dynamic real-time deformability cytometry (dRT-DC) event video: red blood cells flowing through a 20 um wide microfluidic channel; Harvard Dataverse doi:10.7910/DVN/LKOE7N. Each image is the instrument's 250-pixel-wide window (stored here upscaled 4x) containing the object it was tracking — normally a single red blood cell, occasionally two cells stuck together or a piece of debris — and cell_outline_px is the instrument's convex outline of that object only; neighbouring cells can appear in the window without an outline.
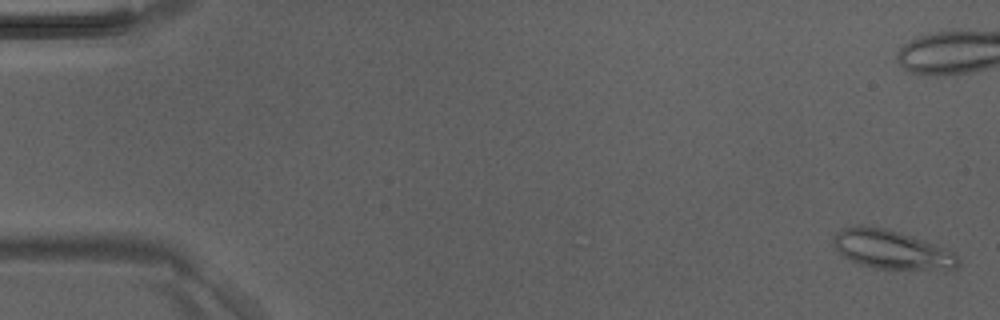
{"species": "Egyptian fruit bat (a non-hibernating species)", "species_latin": "Rousettus aegyptiacus", "temperature_condition": "room temperature", "stored_images_in_passage": 8, "camera_frame_rate_fps": 3000, "um_per_image_px": 0.085, "animal": {"sex": "male"}, "frame": {"image": 1, "passage_image": 1, "time_ms": 0.0, "image_size_px": [1000, 320], "cell_outline_px": [[960, 264], [956, 268], [948, 272], [876, 268], [860, 264], [844, 256], [832, 244], [832, 236], [840, 228], [860, 224], [888, 228], [924, 240], [944, 248], [952, 252], [960, 260]], "centroid_in_image_um": [75.82, 21.23], "position_along_channel_um": 9.2, "area_um2": 29.07}}
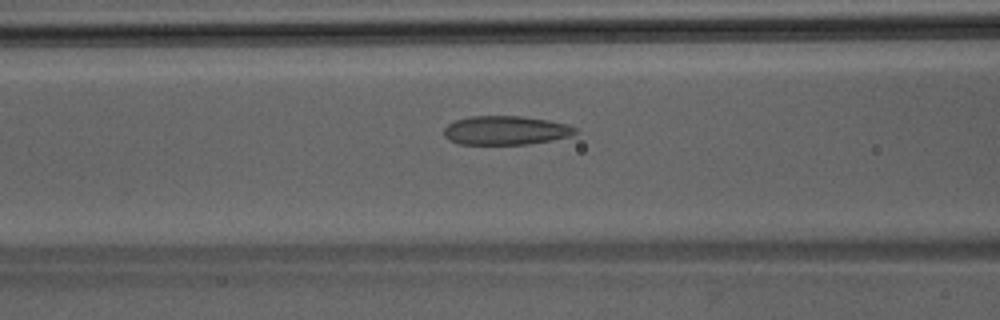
{"frame": {"image": 2, "passage_image": 8, "time_ms": 2.333, "image_size_px": [1000, 320], "cell_outline_px": [[580, 132], [568, 136], [552, 140], [528, 144], [460, 144], [448, 140], [444, 136], [444, 128], [448, 124], [456, 120], [472, 116], [520, 116], [548, 120], [568, 124], [576, 128]], "centroid_in_image_um": [42.99, 11.08], "position_along_channel_um": 123.6, "area_um2": 22.14}}